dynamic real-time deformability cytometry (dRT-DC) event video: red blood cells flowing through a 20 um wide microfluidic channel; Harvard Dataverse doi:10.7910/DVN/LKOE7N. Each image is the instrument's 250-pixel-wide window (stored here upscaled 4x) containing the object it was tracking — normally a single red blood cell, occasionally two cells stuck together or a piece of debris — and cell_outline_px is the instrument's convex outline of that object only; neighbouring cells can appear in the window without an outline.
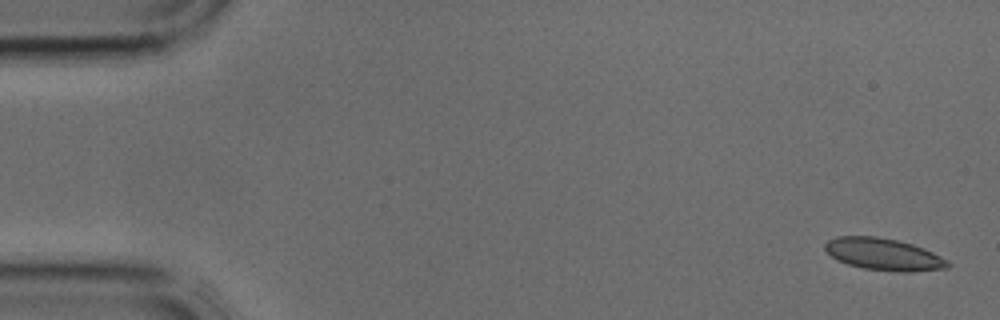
{"species": "common noctule bat (a hibernating species)", "species_latin": "Nyctalus noctula", "temperature_condition": "cold", "stored_images_in_passage": 4, "camera_frame_rate_fps": 3000, "um_per_image_px": 0.085, "animal": {"sex": "male", "body_mass_g": 17.9, "forearm_length_mm": 54.2}, "frame": {"image": 1, "passage_image": 1, "time_ms": 0.0, "image_size_px": [1000, 320], "cell_outline_px": [[952, 264], [948, 268], [908, 272], [900, 272], [864, 268], [848, 264], [836, 260], [824, 248], [824, 244], [828, 240], [836, 236], [876, 236], [896, 240], [912, 244], [924, 248], [948, 260]], "centroid_in_image_um": [75.11, 21.61], "position_along_channel_um": 9.9, "area_um2": 22.89}}
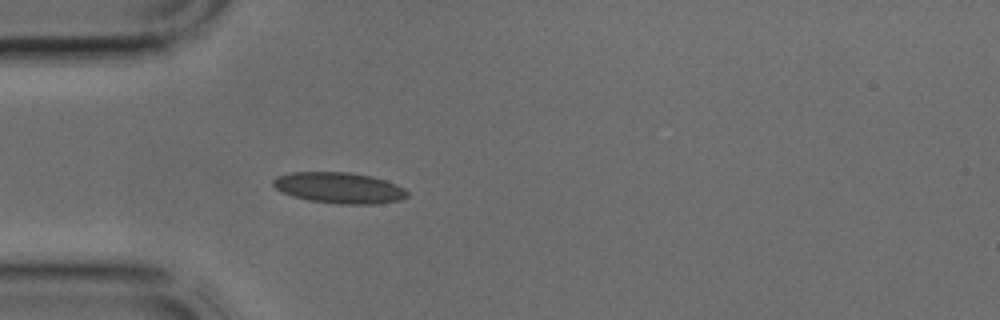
{"frame": {"image": 2, "passage_image": 4, "time_ms": 1.0, "image_size_px": [1000, 320], "cell_outline_px": [[408, 196], [400, 200], [376, 204], [340, 204], [308, 200], [284, 192], [276, 188], [272, 184], [272, 180], [276, 176], [292, 172], [348, 172], [372, 176], [396, 184], [404, 188], [408, 192]], "centroid_in_image_um": [28.85, 15.96], "position_along_channel_um": 56.1, "area_um2": 24.1}}